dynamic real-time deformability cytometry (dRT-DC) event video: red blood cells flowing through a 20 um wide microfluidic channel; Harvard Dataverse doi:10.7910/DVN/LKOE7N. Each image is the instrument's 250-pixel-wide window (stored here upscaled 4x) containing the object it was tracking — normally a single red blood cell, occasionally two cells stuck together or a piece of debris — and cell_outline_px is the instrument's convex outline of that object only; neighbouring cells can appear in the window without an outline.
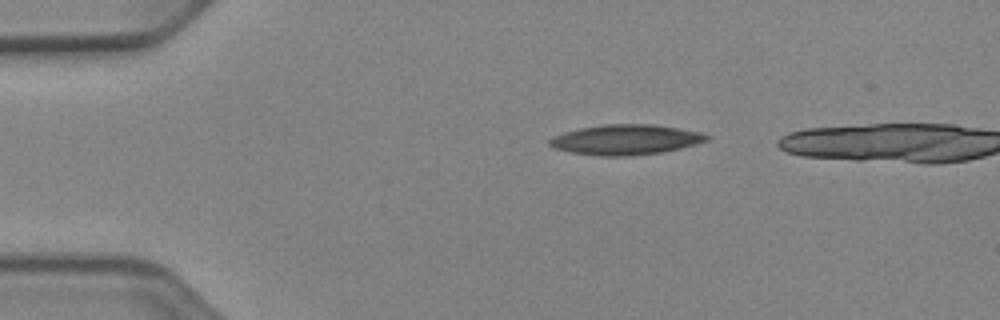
{"species": "Egyptian fruit bat (a non-hibernating species)", "species_latin": "Rousettus aegyptiacus", "temperature_condition": "cold", "stored_images_in_passage": 37, "camera_frame_rate_fps": 3000, "um_per_image_px": 0.085, "animal": {"sex": "female"}, "frame": {"image": 1, "passage_image": 1, "time_ms": 0.0, "image_size_px": [1000, 320], "cell_outline_px": [[712, 136], [708, 140], [696, 144], [680, 148], [660, 152], [628, 156], [600, 156], [572, 152], [556, 148], [548, 144], [548, 140], [552, 136], [564, 132], [580, 128], [604, 124], [652, 124], [680, 128], [704, 132]], "centroid_in_image_um": [53.22, 11.86], "position_along_channel_um": 31.8, "area_um2": 27.69}}
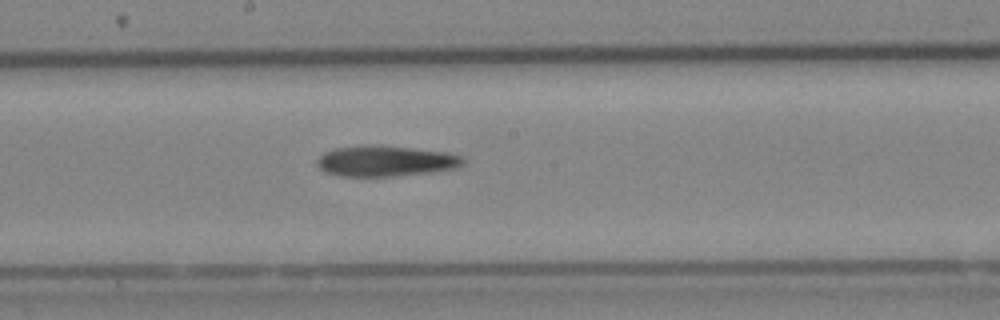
{"frame": {"image": 2, "passage_image": 19, "time_ms": 6.0, "image_size_px": [1000, 320], "cell_outline_px": [[464, 164], [456, 168], [432, 172], [392, 176], [340, 176], [324, 172], [316, 164], [316, 160], [324, 152], [332, 148], [368, 144], [412, 148], [448, 152], [464, 156]], "centroid_in_image_um": [32.76, 13.68], "position_along_channel_um": 215.4, "area_um2": 26.41}}
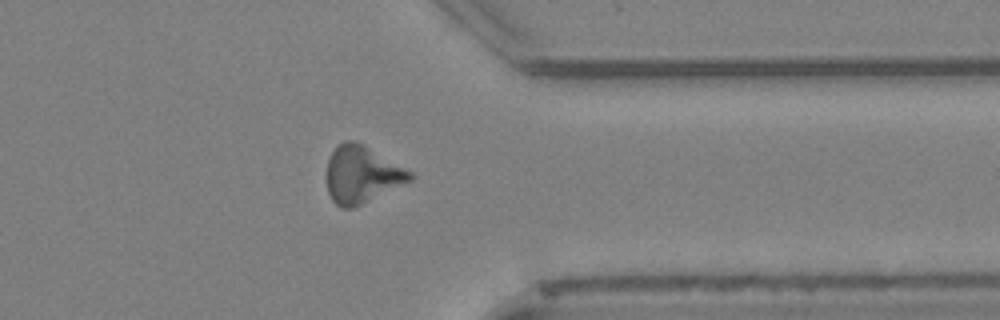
{"frame": {"image": 3, "passage_image": 32, "time_ms": 10.333, "image_size_px": [1000, 320], "cell_outline_px": [[416, 176], [412, 180], [352, 208], [344, 208], [336, 204], [332, 200], [328, 192], [328, 160], [332, 152], [344, 140], [356, 140], [364, 144], [412, 172]], "centroid_in_image_um": [30.77, 14.81], "position_along_channel_um": 380.6, "area_um2": 27.34}}